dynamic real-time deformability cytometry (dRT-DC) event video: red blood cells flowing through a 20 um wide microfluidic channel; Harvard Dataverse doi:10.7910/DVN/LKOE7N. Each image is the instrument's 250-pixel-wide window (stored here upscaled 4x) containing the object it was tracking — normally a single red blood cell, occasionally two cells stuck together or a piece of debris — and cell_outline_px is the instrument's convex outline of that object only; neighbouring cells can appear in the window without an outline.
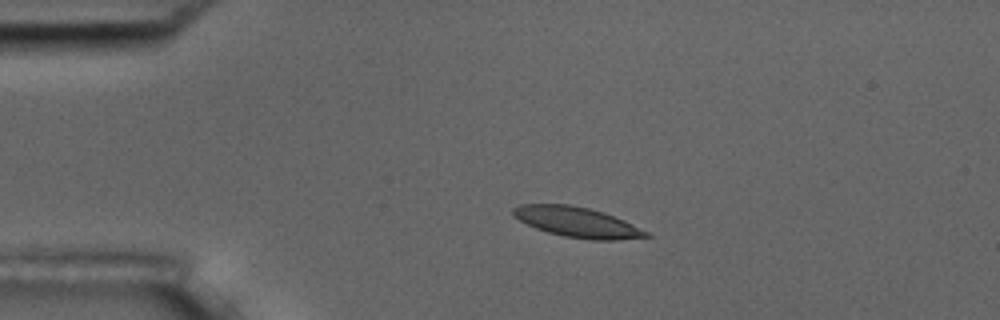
{"species": "common noctule bat (a hibernating species)", "species_latin": "Nyctalus noctula", "temperature_condition": "room temperature", "stored_images_in_passage": 6, "camera_frame_rate_fps": 3000, "um_per_image_px": 0.085, "animal": {"sex": "male", "body_mass_g": 17.5, "forearm_length_mm": 52.3}, "frame": {"image": 1, "passage_image": 2, "time_ms": 2.0, "image_size_px": [1000, 320], "cell_outline_px": [[652, 236], [616, 240], [588, 240], [564, 236], [548, 232], [536, 228], [512, 216], [512, 208], [520, 204], [568, 204], [588, 208], [604, 212], [624, 220], [648, 232]], "centroid_in_image_um": [49.05, 18.88], "position_along_channel_um": 36.0, "area_um2": 23.35}}
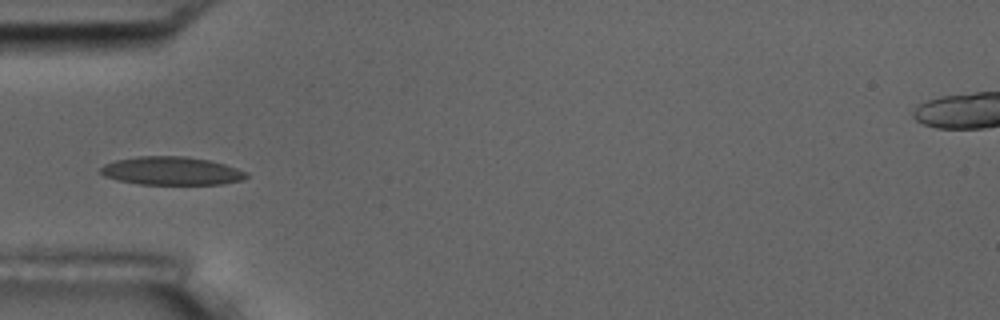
{"frame": {"image": 2, "passage_image": 4, "time_ms": 4.0, "image_size_px": [1000, 320], "cell_outline_px": [[248, 176], [244, 180], [224, 184], [140, 184], [116, 180], [104, 176], [100, 172], [100, 168], [104, 164], [116, 160], [140, 156], [184, 156], [208, 160], [224, 164], [248, 172]], "centroid_in_image_um": [14.59, 14.53], "position_along_channel_um": 70.4, "area_um2": 24.04}}